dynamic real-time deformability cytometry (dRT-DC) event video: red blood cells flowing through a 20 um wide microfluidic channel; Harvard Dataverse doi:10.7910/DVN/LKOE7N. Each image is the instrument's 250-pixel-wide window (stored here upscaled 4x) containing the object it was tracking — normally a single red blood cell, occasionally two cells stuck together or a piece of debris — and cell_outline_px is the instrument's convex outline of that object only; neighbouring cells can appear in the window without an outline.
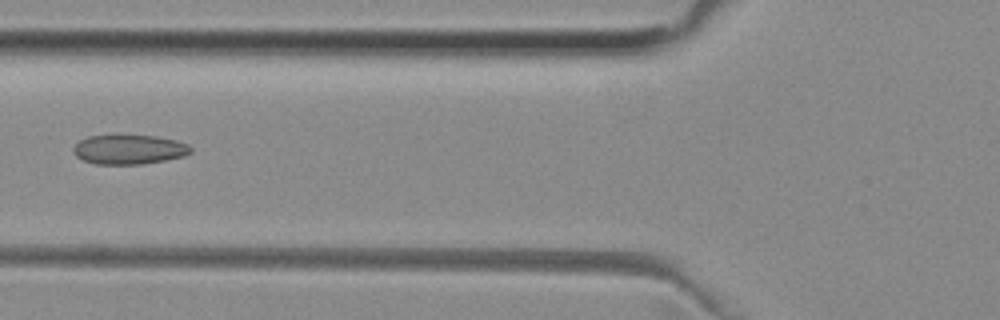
{"species": "common noctule bat (a hibernating species)", "species_latin": "Nyctalus noctula", "temperature_condition": "room temperature", "stored_images_in_passage": 7, "camera_frame_rate_fps": 3000, "um_per_image_px": 0.085, "animal": {"sex": "female", "body_mass_g": 29.2, "forearm_length_mm": 56.3}, "frame": {"image": 1, "passage_image": 5, "time_ms": 1.333, "image_size_px": [1000, 320], "cell_outline_px": [[192, 152], [184, 156], [164, 160], [140, 164], [96, 164], [84, 160], [76, 156], [72, 152], [72, 148], [80, 140], [88, 136], [116, 132], [156, 136], [176, 140], [188, 144], [192, 148]], "centroid_in_image_um": [10.94, 12.65], "position_along_channel_um": 114.9, "area_um2": 20.98}}
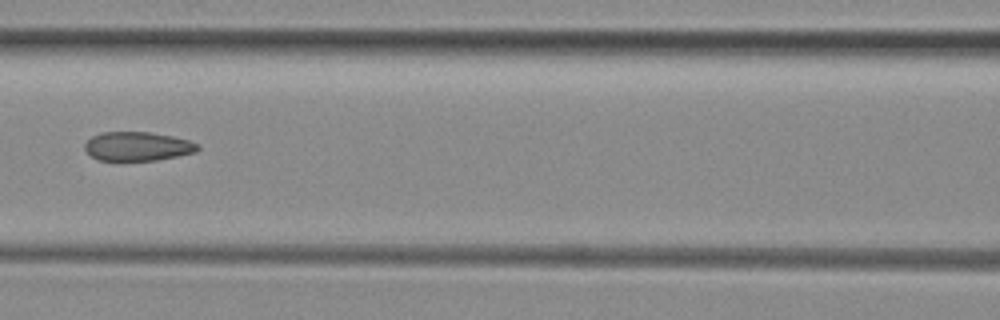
{"frame": {"image": 2, "passage_image": 6, "time_ms": 1.667, "image_size_px": [1000, 320], "cell_outline_px": [[200, 148], [196, 152], [156, 160], [100, 160], [92, 156], [84, 148], [84, 144], [92, 136], [100, 132], [152, 132], [172, 136], [188, 140], [200, 144]], "centroid_in_image_um": [11.71, 12.42], "position_along_channel_um": 154.9, "area_um2": 19.02}}
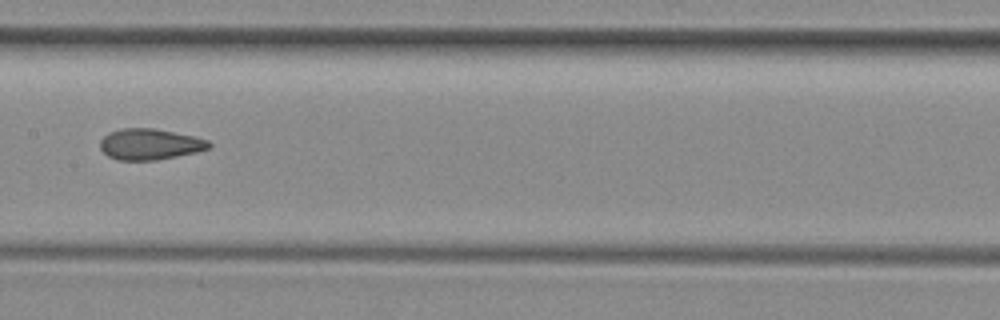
{"frame": {"image": 3, "passage_image": 7, "time_ms": 2.0, "image_size_px": [1000, 320], "cell_outline_px": [[212, 148], [196, 152], [156, 160], [116, 160], [108, 156], [100, 148], [100, 140], [108, 132], [120, 128], [152, 128], [196, 136], [208, 140], [212, 144]], "centroid_in_image_um": [12.75, 12.25], "position_along_channel_um": 194.7, "area_um2": 19.83}}